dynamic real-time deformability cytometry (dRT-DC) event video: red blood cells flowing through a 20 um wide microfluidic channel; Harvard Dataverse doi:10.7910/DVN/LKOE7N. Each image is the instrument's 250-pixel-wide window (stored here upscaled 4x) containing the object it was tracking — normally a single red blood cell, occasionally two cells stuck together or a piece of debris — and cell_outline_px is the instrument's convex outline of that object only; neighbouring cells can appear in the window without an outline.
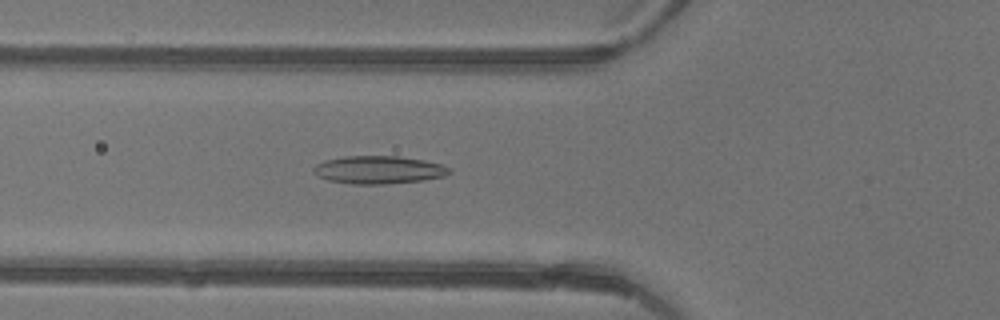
{"species": "common noctule bat (a hibernating species)", "species_latin": "Nyctalus noctula", "temperature_condition": "warm", "stored_images_in_passage": 46, "camera_frame_rate_fps": 3000, "um_per_image_px": 0.085, "animal": {"sex": "female"}, "frame": {"image": 1, "passage_image": 17, "time_ms": 5.333, "image_size_px": [1000, 320], "cell_outline_px": [[452, 172], [444, 176], [424, 180], [384, 184], [352, 184], [328, 180], [312, 172], [312, 168], [316, 164], [324, 160], [344, 156], [396, 156], [424, 160], [440, 164], [452, 168]], "centroid_in_image_um": [32.18, 14.43], "position_along_channel_um": 93.6, "area_um2": 22.14}}
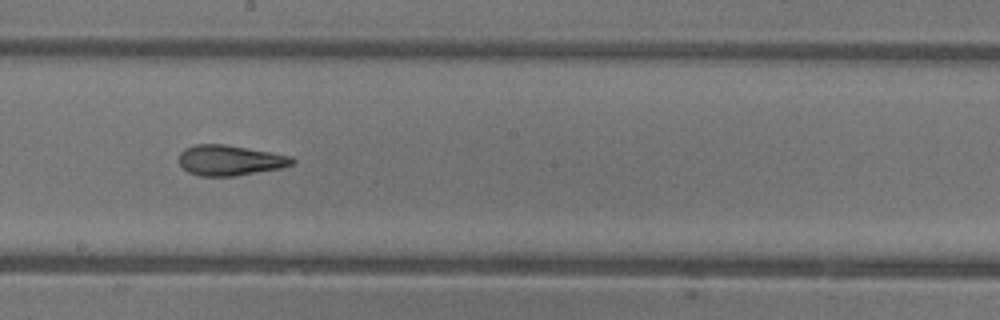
{"frame": {"image": 2, "passage_image": 26, "time_ms": 8.333, "image_size_px": [1000, 320], "cell_outline_px": [[296, 160], [292, 164], [280, 168], [236, 176], [200, 176], [188, 172], [180, 164], [180, 152], [184, 148], [196, 144], [224, 144], [292, 156]], "centroid_in_image_um": [19.54, 13.62], "position_along_channel_um": 228.7, "area_um2": 19.94}}
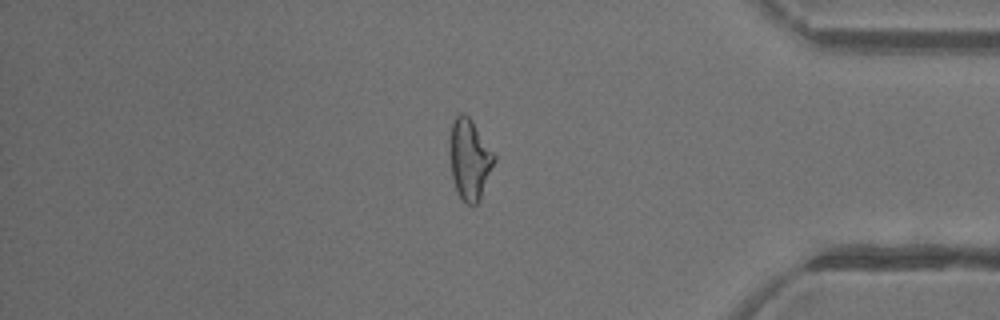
{"frame": {"image": 3, "passage_image": 39, "time_ms": 12.667, "image_size_px": [1000, 320], "cell_outline_px": [[496, 160], [480, 200], [476, 204], [468, 204], [460, 196], [456, 188], [452, 176], [448, 152], [452, 124], [456, 116], [460, 112], [464, 112], [472, 120], [496, 156]], "centroid_in_image_um": [39.91, 13.52], "position_along_channel_um": 395.3, "area_um2": 20.92}, "authors_computed_cell_mechanics": {"area_um2": 21.097, "velocity_mm_per_s": 4.4827, "shape_relaxation_time_tau1_ms": null, "shape_relaxation_time_tau2_ms": 1.3719, "deformation_change_tau1": null, "deformation_change_tau2": 0.1024}}